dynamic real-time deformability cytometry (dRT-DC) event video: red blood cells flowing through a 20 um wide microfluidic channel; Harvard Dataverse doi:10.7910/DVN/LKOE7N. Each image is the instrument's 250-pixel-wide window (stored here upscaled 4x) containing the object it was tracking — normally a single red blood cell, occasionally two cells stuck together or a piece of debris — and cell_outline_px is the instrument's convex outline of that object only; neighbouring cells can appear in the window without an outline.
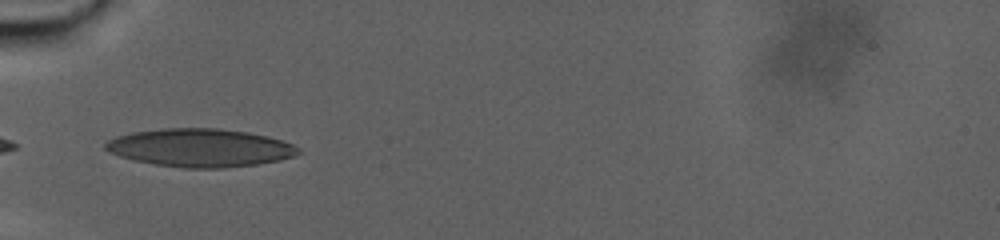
{"species": "human", "species_latin": "Homo sapiens", "temperature_condition": "warm", "stored_images_in_passage": 65, "camera_frame_rate_fps": 3000, "um_per_image_px": 0.085, "donor": {"sex": "male"}, "frame": {"image": 1, "passage_image": 1, "time_ms": 0.0, "image_size_px": [1000, 240], "cell_outline_px": [[300, 152], [292, 156], [280, 160], [256, 164], [224, 168], [184, 168], [156, 164], [136, 160], [120, 156], [108, 152], [104, 148], [104, 144], [108, 140], [116, 136], [132, 132], [160, 128], [220, 128], [248, 132], [268, 136], [292, 144], [300, 148]], "centroid_in_image_um": [16.99, 12.55], "position_along_channel_um": 68.0, "area_um2": 42.83}}
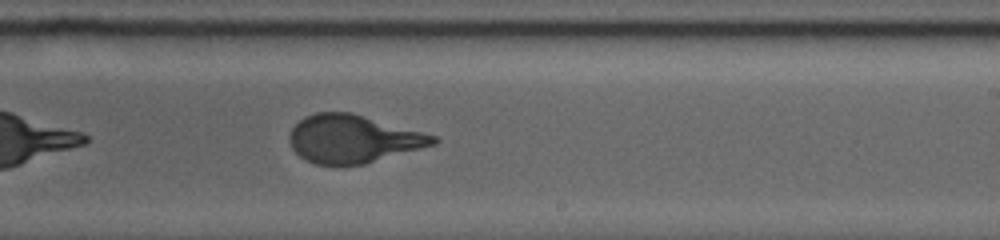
{"frame": {"image": 2, "passage_image": 29, "time_ms": 9.333, "image_size_px": [1000, 240], "cell_outline_px": [[440, 140], [436, 144], [364, 164], [316, 164], [300, 156], [292, 148], [288, 140], [288, 136], [292, 128], [304, 116], [316, 112], [352, 112], [436, 136]], "centroid_in_image_um": [29.99, 11.79], "position_along_channel_um": 259.0, "area_um2": 39.88}}
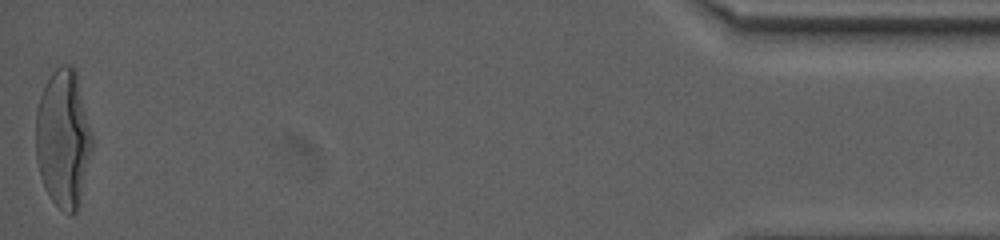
{"frame": {"image": 3, "passage_image": 65, "time_ms": 21.333, "image_size_px": [1000, 240], "cell_outline_px": [[92, 148], [80, 204], [76, 212], [72, 216], [60, 208], [48, 196], [44, 188], [40, 176], [36, 160], [36, 108], [40, 96], [52, 72], [60, 64], [72, 64], [76, 72], [92, 136]], "centroid_in_image_um": [5.36, 11.81], "position_along_channel_um": 429.8, "area_um2": 45.32}, "authors_computed_cell_mechanics": {"area_um2": 40.8646, "velocity_mm_per_s": 2.0914, "shape_relaxation_time_tau1_ms": 10.1711, "shape_relaxation_time_tau2_ms": null, "deformation_change_tau1": 0.2753, "deformation_change_tau2": null}}